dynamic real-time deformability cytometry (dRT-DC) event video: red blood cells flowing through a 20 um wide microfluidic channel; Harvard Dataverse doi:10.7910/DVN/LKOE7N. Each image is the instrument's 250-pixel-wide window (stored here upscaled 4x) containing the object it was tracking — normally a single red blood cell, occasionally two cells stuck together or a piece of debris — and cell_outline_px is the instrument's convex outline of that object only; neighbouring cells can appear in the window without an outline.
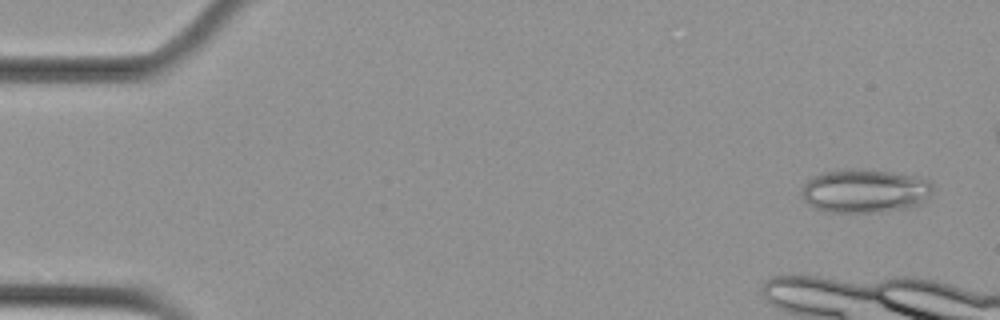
{"species": "Egyptian fruit bat (a non-hibernating species)", "species_latin": "Rousettus aegyptiacus", "temperature_condition": "cold", "stored_images_in_passage": 5, "camera_frame_rate_fps": 3000, "um_per_image_px": 0.085, "animal": {"sex": "female"}, "frame": {"image": 1, "passage_image": 1, "time_ms": 0.0, "image_size_px": [1000, 320], "cell_outline_px": [[932, 192], [920, 204], [908, 208], [880, 212], [824, 212], [808, 204], [804, 200], [800, 192], [800, 188], [808, 180], [824, 172], [852, 168], [892, 172], [916, 176], [928, 180], [932, 184]], "centroid_in_image_um": [73.49, 16.24], "position_along_channel_um": 11.5, "area_um2": 33.47}}